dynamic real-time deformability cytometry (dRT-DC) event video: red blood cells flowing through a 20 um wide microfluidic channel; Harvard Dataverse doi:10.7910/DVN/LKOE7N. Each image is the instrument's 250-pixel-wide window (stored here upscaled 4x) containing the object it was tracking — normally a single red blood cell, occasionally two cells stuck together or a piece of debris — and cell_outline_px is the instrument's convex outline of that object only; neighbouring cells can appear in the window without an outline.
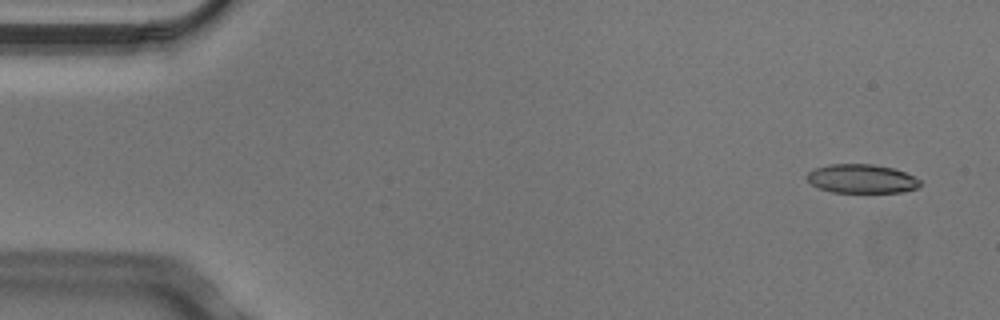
{"species": "Egyptian fruit bat (a non-hibernating species)", "species_latin": "Rousettus aegyptiacus", "temperature_condition": "cold", "stored_images_in_passage": 4, "camera_frame_rate_fps": 3000, "um_per_image_px": 0.085, "animal": {"sex": "male"}, "frame": {"image": 1, "passage_image": 1, "time_ms": 0.0, "image_size_px": [1000, 320], "cell_outline_px": [[920, 184], [916, 188], [900, 192], [832, 192], [820, 188], [812, 184], [808, 180], [808, 172], [816, 168], [828, 164], [872, 164], [892, 168], [904, 172], [920, 180]], "centroid_in_image_um": [73.23, 15.19], "position_along_channel_um": 11.8, "area_um2": 18.73}}
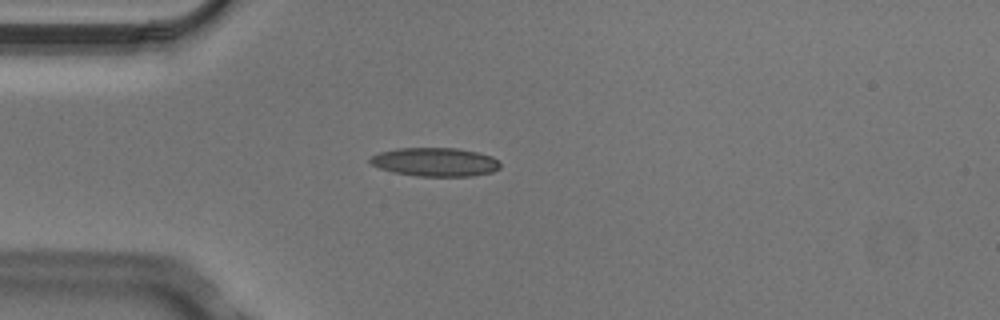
{"frame": {"image": 2, "passage_image": 4, "time_ms": 1.0, "image_size_px": [1000, 320], "cell_outline_px": [[500, 168], [492, 172], [472, 176], [416, 176], [392, 172], [380, 168], [372, 164], [368, 160], [372, 156], [380, 152], [396, 148], [456, 148], [476, 152], [492, 156], [500, 164]], "centroid_in_image_um": [36.97, 13.77], "position_along_channel_um": 48.0, "area_um2": 21.68}}